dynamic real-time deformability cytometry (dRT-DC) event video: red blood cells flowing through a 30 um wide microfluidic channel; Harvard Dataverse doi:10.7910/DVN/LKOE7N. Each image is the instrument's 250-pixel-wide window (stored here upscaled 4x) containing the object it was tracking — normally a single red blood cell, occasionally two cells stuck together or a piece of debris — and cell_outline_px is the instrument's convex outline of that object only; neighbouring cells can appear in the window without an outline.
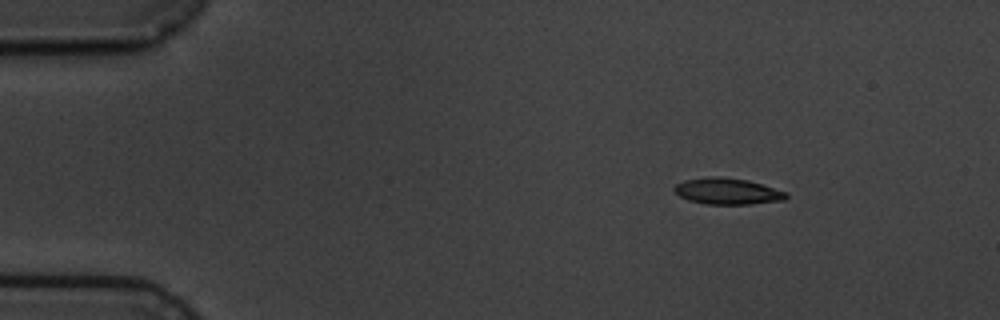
{"species": "common noctule bat (a hibernating species)", "species_latin": "Nyctalus noctula", "temperature_condition": "cold", "stored_images_in_passage": 9, "camera_frame_rate_fps": 3000, "um_per_image_px": 0.085, "animal": {"sex": "male", "body_mass_g": 19.5, "forearm_length_mm": 54.6}, "frame": {"image": 1, "passage_image": 1, "time_ms": 0.0, "image_size_px": [1000, 320], "cell_outline_px": [[788, 196], [784, 200], [752, 204], [704, 204], [688, 200], [680, 196], [672, 188], [676, 184], [684, 180], [708, 176], [720, 176], [748, 180], [788, 192]], "centroid_in_image_um": [61.83, 16.25], "position_along_channel_um": 23.2, "area_um2": 17.28}}
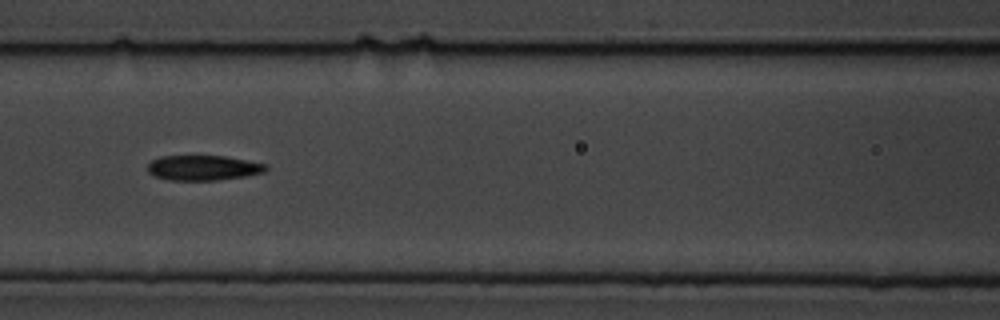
{"frame": {"image": 2, "passage_image": 6, "time_ms": 5.667, "image_size_px": [1000, 320], "cell_outline_px": [[268, 168], [264, 172], [244, 176], [216, 180], [168, 180], [156, 176], [148, 172], [148, 164], [152, 160], [160, 156], [224, 156], [268, 164]], "centroid_in_image_um": [17.27, 14.26], "position_along_channel_um": 149.3, "area_um2": 17.17}}
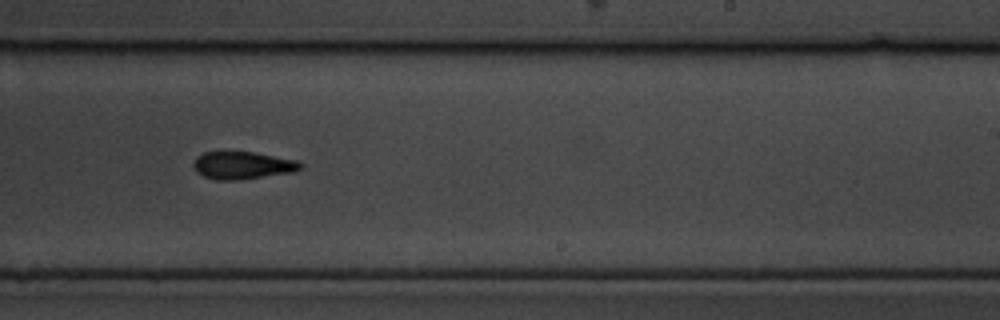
{"frame": {"image": 3, "passage_image": 9, "time_ms": 9.0, "image_size_px": [1000, 320], "cell_outline_px": [[304, 168], [296, 172], [236, 180], [216, 180], [204, 176], [196, 172], [192, 164], [196, 156], [204, 152], [256, 152], [300, 160], [304, 164]], "centroid_in_image_um": [20.69, 14.05], "position_along_channel_um": 268.3, "area_um2": 17.57}}